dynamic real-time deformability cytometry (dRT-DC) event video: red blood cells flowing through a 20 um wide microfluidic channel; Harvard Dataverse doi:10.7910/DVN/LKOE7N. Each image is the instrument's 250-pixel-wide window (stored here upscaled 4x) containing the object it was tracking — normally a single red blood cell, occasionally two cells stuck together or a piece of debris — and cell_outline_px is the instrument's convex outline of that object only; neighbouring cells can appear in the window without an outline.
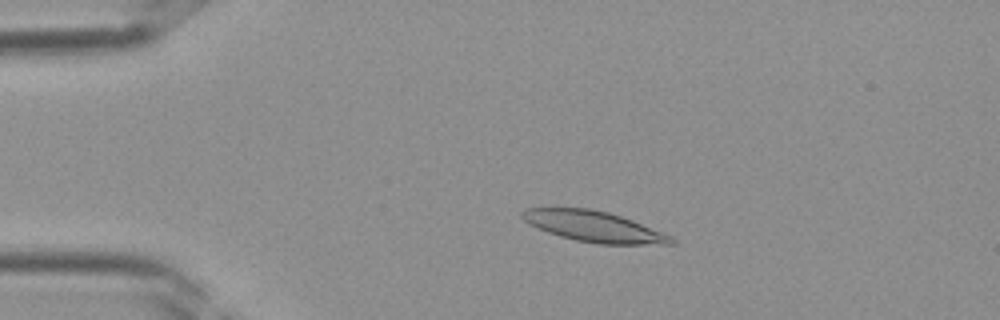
{"species": "Egyptian fruit bat (a non-hibernating species)", "species_latin": "Rousettus aegyptiacus", "temperature_condition": "room temperature", "stored_images_in_passage": 37, "camera_frame_rate_fps": 3000, "um_per_image_px": 0.085, "frame": {"image": 1, "passage_image": 7, "time_ms": 2.0, "image_size_px": [1000, 320], "cell_outline_px": [[676, 244], [600, 244], [576, 240], [560, 236], [548, 232], [528, 224], [520, 216], [520, 212], [528, 208], [588, 208], [608, 212], [632, 220], [672, 236], [676, 240]], "centroid_in_image_um": [50.48, 19.25], "position_along_channel_um": 34.5, "area_um2": 26.53}}
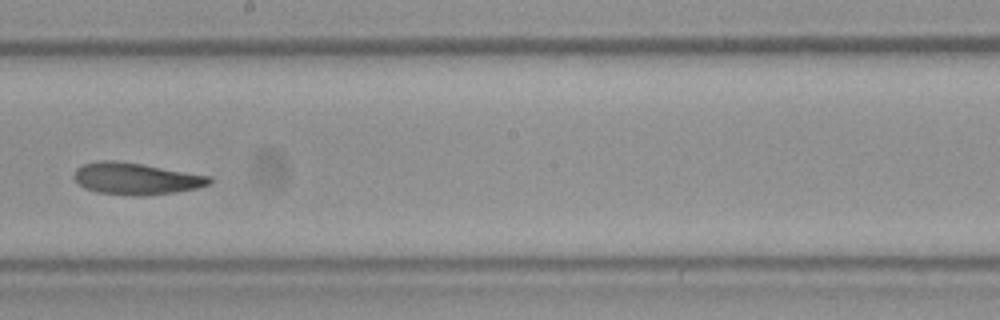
{"frame": {"image": 2, "passage_image": 21, "time_ms": 6.667, "image_size_px": [1000, 320], "cell_outline_px": [[212, 180], [208, 184], [196, 188], [176, 192], [140, 196], [132, 196], [96, 192], [84, 188], [72, 176], [76, 168], [84, 164], [100, 160], [116, 160], [144, 164], [212, 176]], "centroid_in_image_um": [11.54, 15.18], "position_along_channel_um": 236.7, "area_um2": 25.26}}
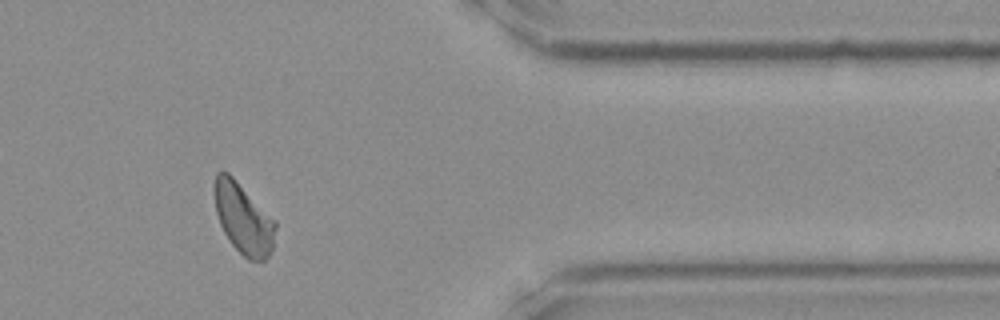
{"frame": {"image": 3, "passage_image": 31, "time_ms": 10.0, "image_size_px": [1000, 320], "cell_outline_px": [[276, 228], [272, 248], [268, 256], [264, 260], [248, 260], [232, 244], [224, 232], [220, 224], [216, 212], [212, 192], [212, 184], [216, 172], [228, 172], [276, 220]], "centroid_in_image_um": [20.66, 18.54], "position_along_channel_um": 390.7, "area_um2": 25.26}}